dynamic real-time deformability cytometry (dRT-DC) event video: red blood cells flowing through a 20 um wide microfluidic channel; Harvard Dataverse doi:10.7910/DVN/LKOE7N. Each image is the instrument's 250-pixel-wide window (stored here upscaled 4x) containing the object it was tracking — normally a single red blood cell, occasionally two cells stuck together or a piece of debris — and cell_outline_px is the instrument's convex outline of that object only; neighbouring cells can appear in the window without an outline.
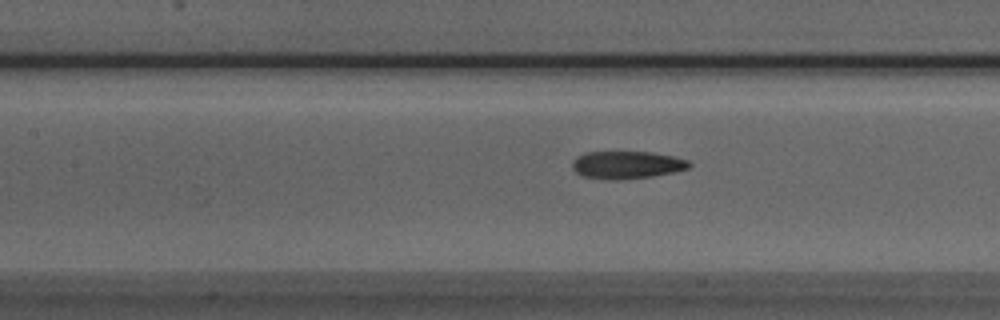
{"species": "Egyptian fruit bat (a non-hibernating species)", "species_latin": "Rousettus aegyptiacus", "temperature_condition": "room temperature", "stored_images_in_passage": 48, "camera_frame_rate_fps": 3000, "um_per_image_px": 0.085, "animal": {"sex": "male"}, "frame": {"image": 1, "passage_image": 23, "time_ms": 7.333, "image_size_px": [1000, 320], "cell_outline_px": [[692, 164], [688, 168], [676, 172], [652, 176], [620, 180], [608, 180], [584, 176], [576, 172], [572, 168], [572, 160], [576, 156], [584, 152], [652, 152], [672, 156], [688, 160]], "centroid_in_image_um": [53.27, 14.01], "position_along_channel_um": 154.1, "area_um2": 18.96}}
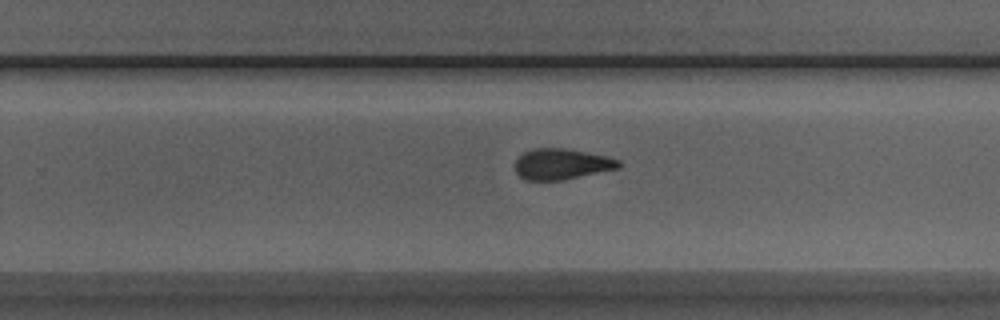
{"frame": {"image": 2, "passage_image": 33, "time_ms": 10.667, "image_size_px": [1000, 320], "cell_outline_px": [[620, 168], [564, 180], [524, 180], [516, 172], [516, 160], [524, 152], [536, 148], [564, 148], [608, 156], [620, 160]], "centroid_in_image_um": [47.77, 13.95], "position_along_channel_um": 282.0, "area_um2": 18.61}}
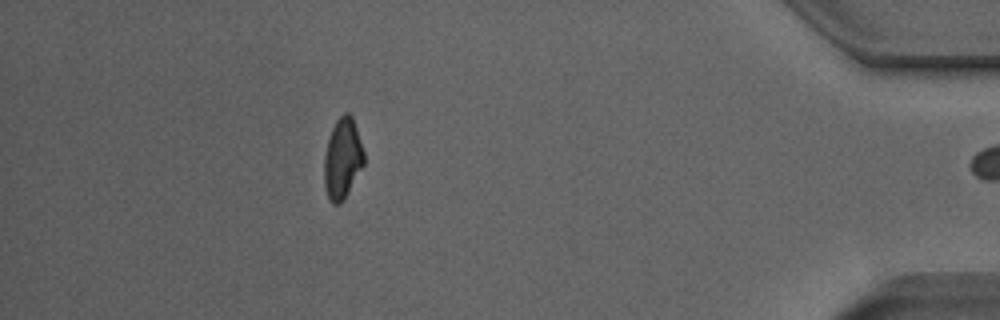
{"frame": {"image": 3, "passage_image": 47, "time_ms": 15.333, "image_size_px": [1000, 320], "cell_outline_px": [[364, 164], [340, 204], [332, 204], [328, 200], [324, 188], [324, 156], [328, 140], [332, 128], [336, 120], [344, 112], [348, 112], [352, 116], [364, 152]], "centroid_in_image_um": [29.09, 13.48], "position_along_channel_um": 406.1, "area_um2": 18.55}, "authors_computed_cell_mechanics": {"area_um2": 19.1318, "velocity_mm_per_s": 3.8602, "shape_relaxation_time_tau1_ms": 6.5859, "shape_relaxation_time_tau2_ms": 2.9, "deformation_change_tau1": 0.1725, "deformation_change_tau2": 0.0985}}